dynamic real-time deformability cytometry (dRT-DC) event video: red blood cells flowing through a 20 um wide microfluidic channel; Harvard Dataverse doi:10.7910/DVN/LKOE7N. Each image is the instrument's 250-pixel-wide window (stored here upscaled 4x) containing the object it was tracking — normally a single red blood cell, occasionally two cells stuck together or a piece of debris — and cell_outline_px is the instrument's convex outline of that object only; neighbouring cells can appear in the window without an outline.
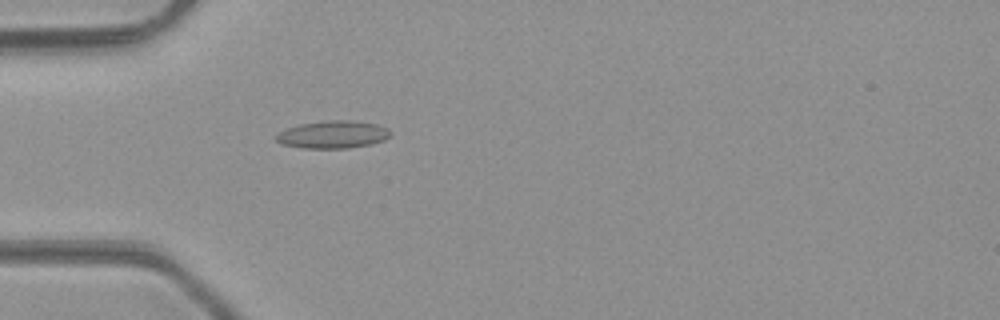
{"species": "common noctule bat (a hibernating species)", "species_latin": "Nyctalus noctula", "temperature_condition": "room temperature", "stored_images_in_passage": 49, "camera_frame_rate_fps": 3000, "um_per_image_px": 0.085, "animal": {"sex": "male", "body_mass_g": 23.1, "forearm_length_mm": 52.7}, "frame": {"image": 1, "passage_image": 15, "time_ms": 4.667, "image_size_px": [1000, 320], "cell_outline_px": [[392, 136], [384, 140], [368, 144], [344, 148], [304, 148], [280, 144], [276, 140], [276, 132], [300, 124], [324, 120], [352, 120], [376, 124], [388, 128], [392, 132]], "centroid_in_image_um": [28.29, 11.42], "position_along_channel_um": 56.7, "area_um2": 18.44}}
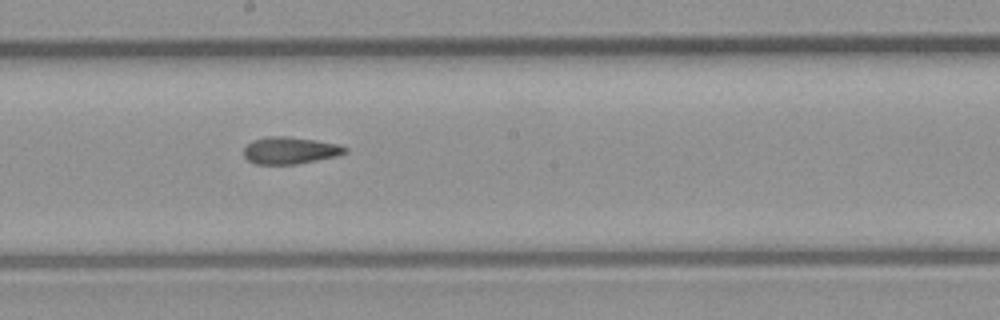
{"frame": {"image": 2, "passage_image": 27, "time_ms": 8.667, "image_size_px": [1000, 320], "cell_outline_px": [[348, 152], [336, 156], [296, 164], [256, 164], [248, 160], [244, 156], [244, 148], [252, 140], [268, 136], [288, 136], [316, 140], [340, 144], [348, 148]], "centroid_in_image_um": [24.67, 12.78], "position_along_channel_um": 223.5, "area_um2": 16.01}}
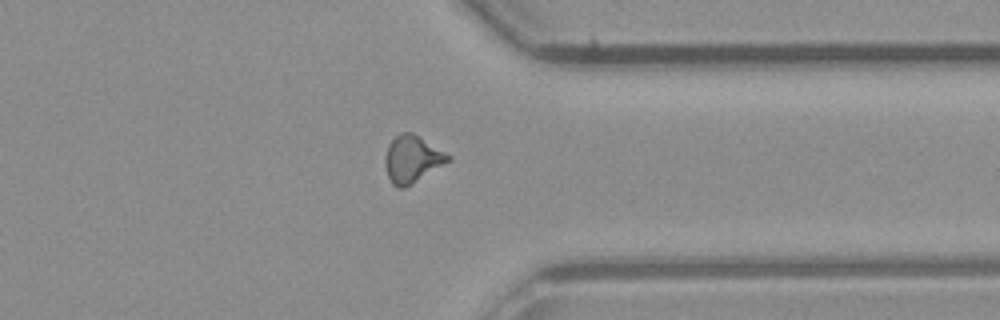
{"frame": {"image": 3, "passage_image": 38, "time_ms": 12.333, "image_size_px": [1000, 320], "cell_outline_px": [[452, 160], [412, 184], [404, 188], [400, 188], [392, 184], [388, 176], [384, 164], [384, 156], [388, 144], [400, 132], [412, 132], [452, 156]], "centroid_in_image_um": [35.03, 13.53], "position_along_channel_um": 376.4, "area_um2": 17.4}, "authors_computed_cell_mechanics": {"area_um2": 16.3574, "velocity_mm_per_s": 4.2825, "shape_relaxation_time_tau1_ms": null, "shape_relaxation_time_tau2_ms": 2.4195, "deformation_change_tau1": null, "deformation_change_tau2": 0.0899}}